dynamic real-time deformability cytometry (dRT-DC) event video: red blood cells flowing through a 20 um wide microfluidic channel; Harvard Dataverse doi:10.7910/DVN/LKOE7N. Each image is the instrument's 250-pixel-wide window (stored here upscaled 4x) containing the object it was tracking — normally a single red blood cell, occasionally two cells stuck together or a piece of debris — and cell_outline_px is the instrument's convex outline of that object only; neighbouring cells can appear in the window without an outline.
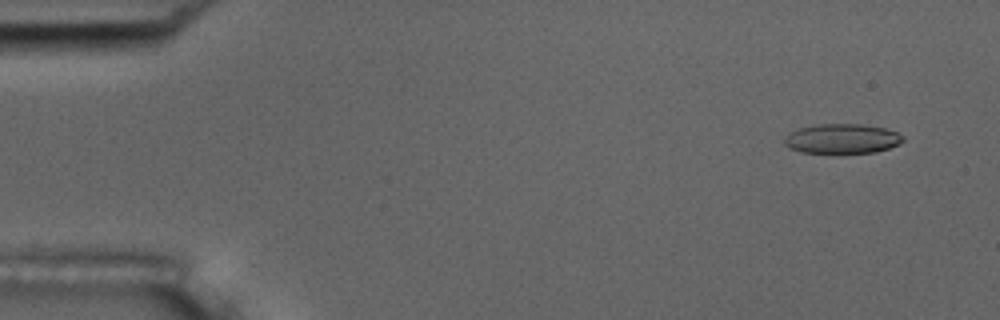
{"species": "common noctule bat (a hibernating species)", "species_latin": "Nyctalus noctula", "temperature_condition": "room temperature", "stored_images_in_passage": 56, "camera_frame_rate_fps": 3000, "um_per_image_px": 0.085, "animal": {"sex": "male", "body_mass_g": 17.5, "forearm_length_mm": 52.3}, "frame": {"image": 1, "passage_image": 4, "time_ms": 1.0, "image_size_px": [1000, 320], "cell_outline_px": [[904, 140], [900, 144], [876, 152], [800, 152], [788, 148], [784, 144], [784, 136], [788, 132], [796, 128], [816, 124], [864, 124], [888, 128], [904, 136]], "centroid_in_image_um": [71.55, 11.77], "position_along_channel_um": 13.4, "area_um2": 20.75}}
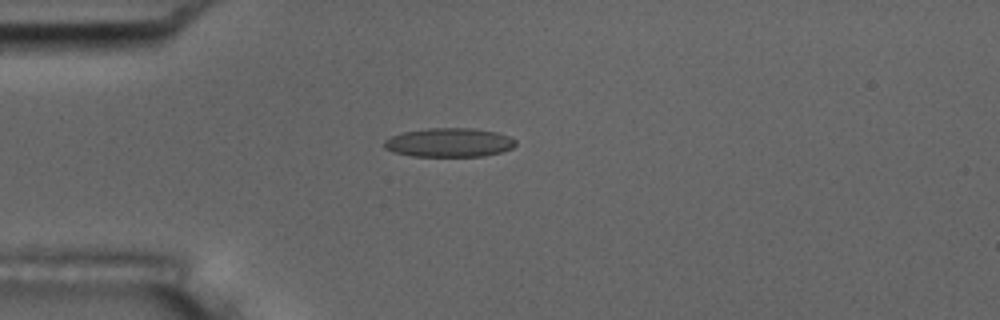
{"frame": {"image": 2, "passage_image": 15, "time_ms": 4.667, "image_size_px": [1000, 320], "cell_outline_px": [[516, 144], [512, 148], [500, 152], [484, 156], [412, 156], [392, 152], [384, 148], [384, 140], [392, 136], [404, 132], [428, 128], [472, 128], [496, 132], [512, 136], [516, 140]], "centroid_in_image_um": [38.19, 12.11], "position_along_channel_um": 46.8, "area_um2": 22.25}}
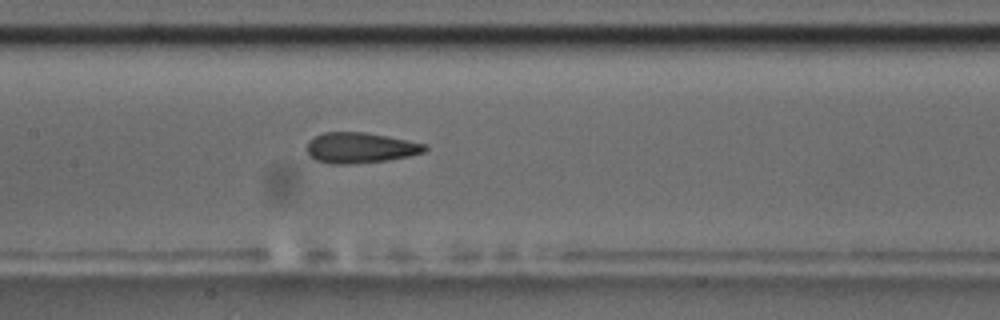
{"frame": {"image": 3, "passage_image": 27, "time_ms": 8.667, "image_size_px": [1000, 320], "cell_outline_px": [[428, 148], [424, 152], [408, 156], [388, 160], [352, 164], [332, 164], [316, 160], [308, 156], [308, 140], [324, 132], [364, 132], [388, 136], [428, 144]], "centroid_in_image_um": [30.64, 12.56], "position_along_channel_um": 176.8, "area_um2": 21.1}, "authors_computed_cell_mechanics": {"area_um2": 21.3282, "velocity_mm_per_s": 3.6358, "shape_relaxation_time_tau1_ms": 7.3461, "shape_relaxation_time_tau2_ms": 2.2387, "deformation_change_tau1": 0.1734, "deformation_change_tau2": 0.0964}}